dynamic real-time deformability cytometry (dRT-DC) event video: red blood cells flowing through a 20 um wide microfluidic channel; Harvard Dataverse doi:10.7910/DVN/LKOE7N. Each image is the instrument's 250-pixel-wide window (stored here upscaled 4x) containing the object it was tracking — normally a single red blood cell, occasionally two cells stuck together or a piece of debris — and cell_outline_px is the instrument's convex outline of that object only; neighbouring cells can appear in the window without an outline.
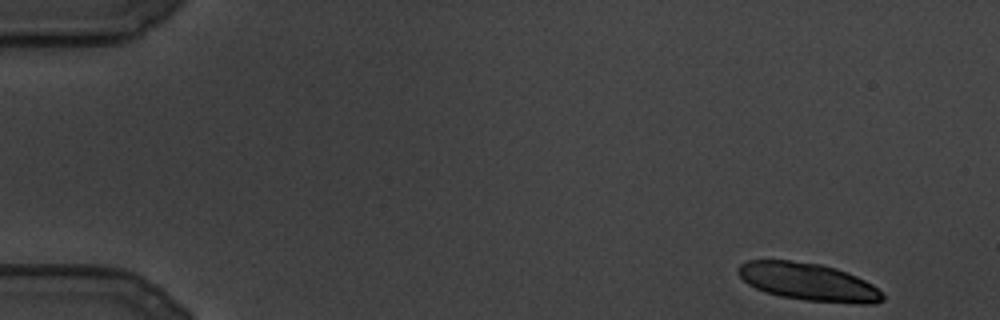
{"species": "common noctule bat (a hibernating species)", "species_latin": "Nyctalus noctula", "temperature_condition": "cold", "stored_images_in_passage": 31, "camera_frame_rate_fps": 3000, "um_per_image_px": 0.085, "animal": {"sex": "male", "body_mass_g": 19.5, "forearm_length_mm": 54.6}, "frame": {"image": 1, "passage_image": 1, "time_ms": 0.0, "image_size_px": [1000, 320], "cell_outline_px": [[884, 300], [876, 304], [856, 304], [804, 300], [780, 296], [764, 292], [748, 284], [736, 272], [736, 268], [740, 264], [748, 260], [788, 260], [820, 264], [836, 268], [856, 276], [872, 284], [884, 292]], "centroid_in_image_um": [68.73, 23.97], "position_along_channel_um": 16.3, "area_um2": 31.96}}